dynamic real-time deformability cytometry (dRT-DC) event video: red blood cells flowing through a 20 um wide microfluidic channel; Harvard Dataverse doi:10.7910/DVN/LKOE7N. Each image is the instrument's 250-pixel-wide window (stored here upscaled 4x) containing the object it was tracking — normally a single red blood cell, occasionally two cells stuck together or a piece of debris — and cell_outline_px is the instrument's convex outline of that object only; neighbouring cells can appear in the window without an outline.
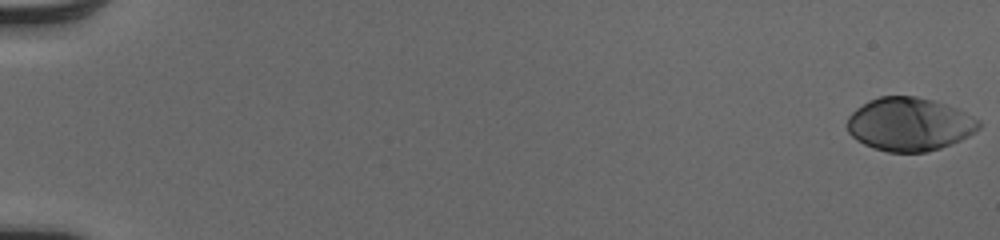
{"species": "human", "species_latin": "Homo sapiens", "temperature_condition": "cold", "stored_images_in_passage": 53, "camera_frame_rate_fps": 3000, "um_per_image_px": 0.085, "donor": {"sex": "male"}, "frame": {"image": 1, "passage_image": 1, "time_ms": 0.0, "image_size_px": [1000, 240], "cell_outline_px": [[980, 128], [976, 132], [960, 140], [940, 148], [924, 152], [888, 152], [872, 148], [856, 140], [848, 132], [848, 116], [856, 108], [868, 100], [880, 96], [916, 96], [932, 100], [956, 108], [980, 120]], "centroid_in_image_um": [77.29, 10.56], "position_along_channel_um": 7.7, "area_um2": 40.92}}
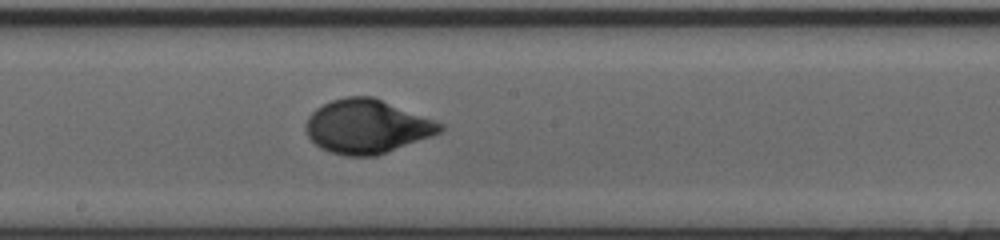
{"frame": {"image": 2, "passage_image": 31, "time_ms": 10.0, "image_size_px": [1000, 240], "cell_outline_px": [[444, 128], [440, 132], [432, 136], [376, 156], [344, 156], [320, 148], [308, 136], [304, 128], [308, 116], [316, 108], [332, 100], [344, 96], [372, 96], [444, 124]], "centroid_in_image_um": [31.17, 10.75], "position_along_channel_um": 217.0, "area_um2": 41.96}}
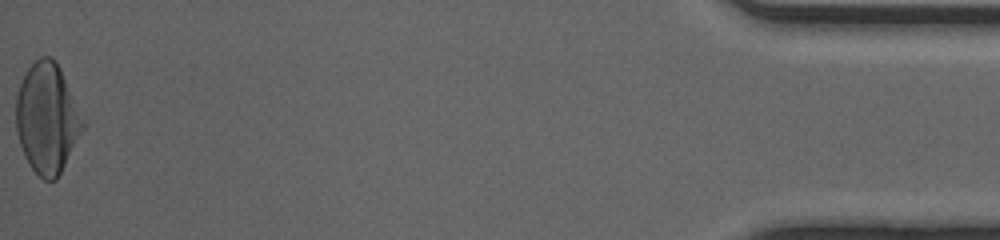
{"frame": {"image": 3, "passage_image": 53, "time_ms": 17.333, "image_size_px": [1000, 240], "cell_outline_px": [[88, 124], [56, 180], [44, 180], [28, 164], [24, 156], [20, 144], [16, 128], [16, 96], [20, 84], [28, 68], [40, 56], [48, 56], [60, 68]], "centroid_in_image_um": [4.04, 10.08], "position_along_channel_um": 431.2, "area_um2": 43.12}, "authors_computed_cell_mechanics": {"area_um2": 40.4022, "velocity_mm_per_s": 4.0952, "shape_relaxation_time_tau1_ms": 3.2601, "shape_relaxation_time_tau2_ms": null, "deformation_change_tau1": 0.1938, "deformation_change_tau2": null}}